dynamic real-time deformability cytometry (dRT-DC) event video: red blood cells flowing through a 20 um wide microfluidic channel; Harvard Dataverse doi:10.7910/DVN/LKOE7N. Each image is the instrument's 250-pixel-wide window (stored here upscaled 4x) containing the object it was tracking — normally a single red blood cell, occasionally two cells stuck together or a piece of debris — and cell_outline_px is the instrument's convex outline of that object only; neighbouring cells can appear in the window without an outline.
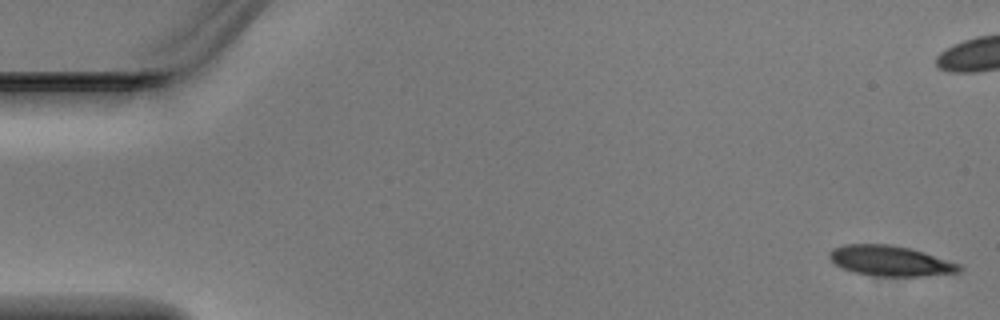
{"species": "Egyptian fruit bat (a non-hibernating species)", "species_latin": "Rousettus aegyptiacus", "temperature_condition": "warm", "stored_images_in_passage": 7, "camera_frame_rate_fps": 3000, "um_per_image_px": 0.085, "animal": {"sex": "male"}, "frame": {"image": 1, "passage_image": 1, "time_ms": 0.0, "image_size_px": [1000, 320], "cell_outline_px": [[964, 268], [960, 272], [920, 276], [876, 276], [852, 272], [836, 264], [828, 256], [828, 252], [832, 248], [844, 244], [892, 244], [912, 248], [960, 264]], "centroid_in_image_um": [75.68, 22.16], "position_along_channel_um": 9.3, "area_um2": 23.06}}
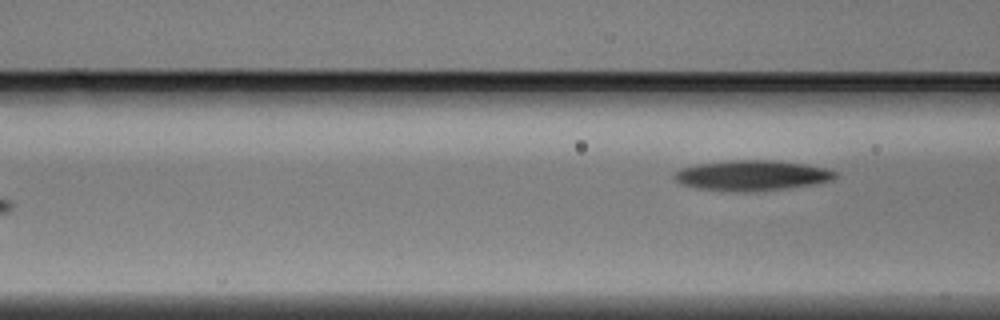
{"frame": {"image": 2, "passage_image": 7, "time_ms": 2.0, "image_size_px": [1000, 320], "cell_outline_px": [[836, 176], [832, 180], [816, 184], [784, 188], [744, 192], [732, 192], [696, 188], [680, 184], [672, 176], [676, 172], [684, 168], [700, 164], [728, 160], [772, 160], [804, 164], [824, 168], [836, 172]], "centroid_in_image_um": [63.89, 14.92], "position_along_channel_um": 102.7, "area_um2": 28.21}}